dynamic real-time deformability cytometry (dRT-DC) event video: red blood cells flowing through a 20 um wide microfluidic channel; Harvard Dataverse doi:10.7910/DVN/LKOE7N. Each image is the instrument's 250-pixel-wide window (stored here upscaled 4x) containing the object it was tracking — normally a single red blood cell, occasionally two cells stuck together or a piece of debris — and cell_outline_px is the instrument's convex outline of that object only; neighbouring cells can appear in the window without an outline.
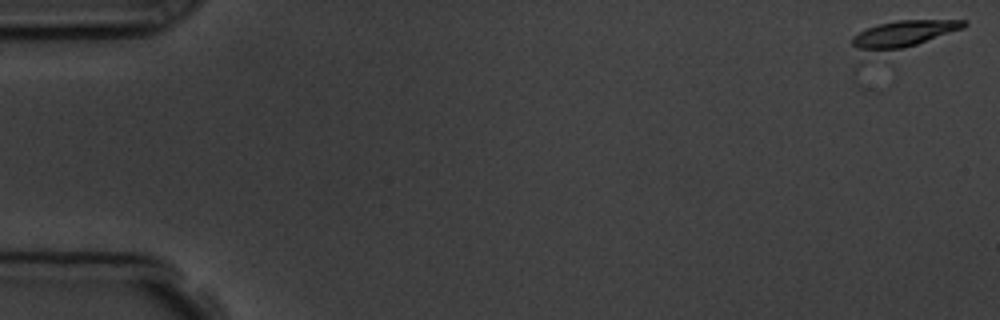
{"species": "common noctule bat (a hibernating species)", "species_latin": "Nyctalus noctula", "temperature_condition": "room temperature", "stored_images_in_passage": 6, "segment_of_instrument_passage": [1, 2], "camera_frame_rate_fps": 3000, "um_per_image_px": 0.085, "animal": {"sex": "male", "body_mass_g": 19.5, "forearm_length_mm": 54.6}, "frame": {"image": 1, "passage_image": 1, "time_ms": 0.0, "image_size_px": [1000, 320], "cell_outline_px": [[968, 24], [964, 28], [916, 44], [900, 48], [868, 52], [852, 44], [852, 36], [876, 24], [896, 20], [968, 20]], "centroid_in_image_um": [76.82, 2.85], "position_along_channel_um": 8.2, "area_um2": 16.88}}
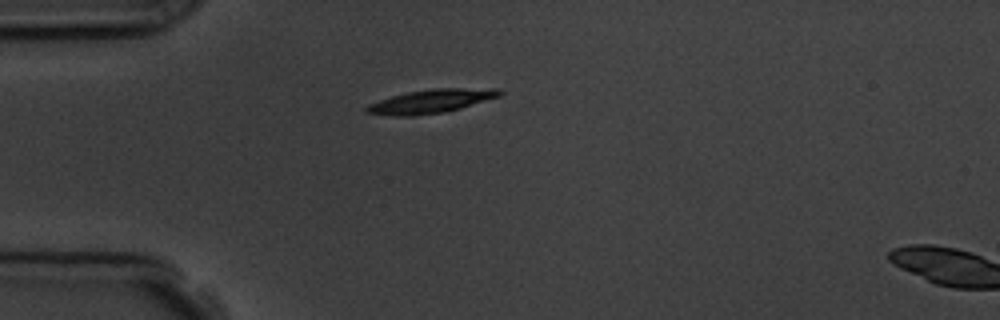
{"frame": {"image": 2, "passage_image": 5, "time_ms": 4.667, "image_size_px": [1000, 320], "cell_outline_px": [[504, 92], [500, 96], [460, 108], [444, 112], [416, 116], [392, 116], [364, 112], [364, 108], [368, 104], [392, 96], [408, 92], [432, 88], [500, 88]], "centroid_in_image_um": [36.65, 8.6], "position_along_channel_um": 48.4, "area_um2": 18.44}}